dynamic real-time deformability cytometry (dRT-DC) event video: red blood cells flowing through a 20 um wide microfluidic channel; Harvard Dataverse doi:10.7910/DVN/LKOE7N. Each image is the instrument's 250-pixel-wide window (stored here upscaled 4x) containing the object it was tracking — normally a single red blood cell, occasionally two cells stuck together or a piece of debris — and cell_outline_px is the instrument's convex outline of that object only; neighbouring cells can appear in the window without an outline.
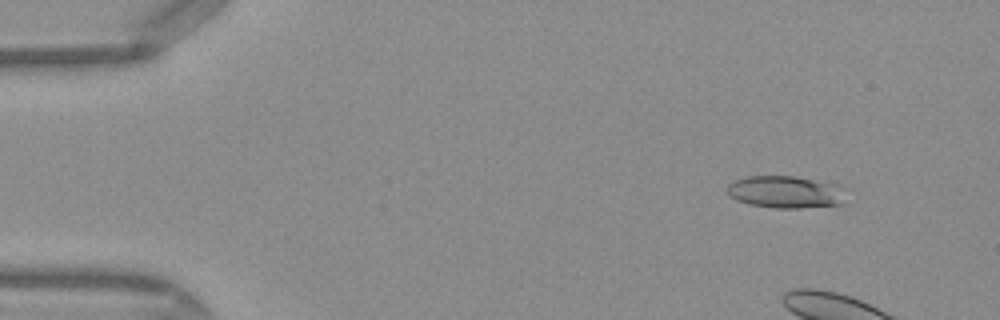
{"species": "Egyptian fruit bat (a non-hibernating species)", "species_latin": "Rousettus aegyptiacus", "temperature_condition": "warm", "stored_images_in_passage": 7, "camera_frame_rate_fps": 3000, "um_per_image_px": 0.085, "frame": {"image": 1, "passage_image": 3, "time_ms": 0.667, "image_size_px": [1000, 320], "cell_outline_px": [[844, 204], [800, 208], [772, 208], [748, 204], [736, 200], [728, 192], [728, 184], [736, 180], [748, 176], [796, 176], [828, 184], [836, 188]], "centroid_in_image_um": [66.62, 16.34], "position_along_channel_um": 18.4, "area_um2": 21.44}}